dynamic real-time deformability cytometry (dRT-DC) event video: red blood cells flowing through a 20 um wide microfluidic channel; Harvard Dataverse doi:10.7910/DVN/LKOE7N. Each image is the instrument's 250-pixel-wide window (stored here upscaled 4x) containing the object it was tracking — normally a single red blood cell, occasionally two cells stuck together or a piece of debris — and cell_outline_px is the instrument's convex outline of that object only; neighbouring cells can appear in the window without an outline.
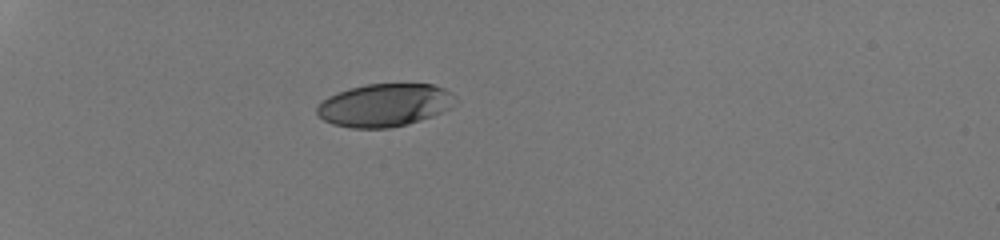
{"species": "human", "species_latin": "Homo sapiens", "temperature_condition": "room temperature", "stored_images_in_passage": 35, "camera_frame_rate_fps": 3000, "um_per_image_px": 0.085, "donor": {"sex": "male"}, "frame": {"image": 1, "passage_image": 1, "time_ms": 0.0, "image_size_px": [1000, 240], "cell_outline_px": [[460, 100], [448, 108], [432, 116], [408, 124], [388, 128], [352, 128], [332, 124], [324, 120], [316, 112], [316, 108], [328, 96], [348, 88], [368, 84], [432, 84], [444, 88], [452, 92]], "centroid_in_image_um": [32.72, 8.93], "position_along_channel_um": 52.3, "area_um2": 34.62}}
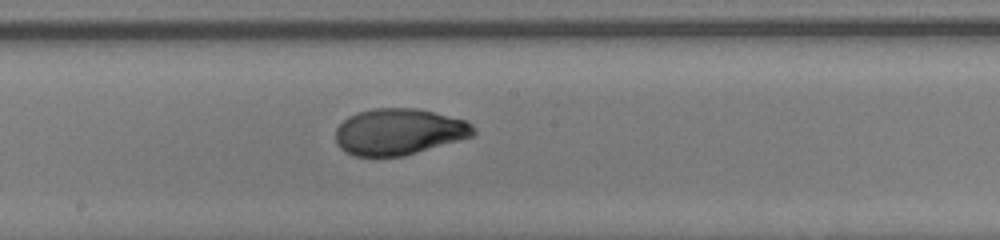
{"frame": {"image": 2, "passage_image": 16, "time_ms": 5.0, "image_size_px": [1000, 240], "cell_outline_px": [[476, 132], [472, 136], [460, 140], [404, 156], [356, 156], [344, 152], [336, 144], [336, 128], [348, 116], [356, 112], [372, 108], [416, 108], [468, 120], [476, 128]], "centroid_in_image_um": [33.91, 11.19], "position_along_channel_um": 214.3, "area_um2": 37.51}}
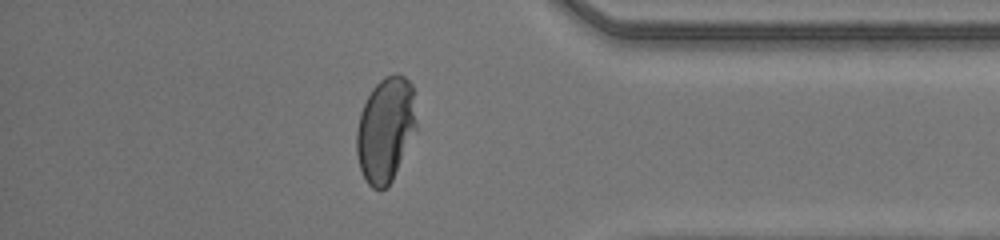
{"frame": {"image": 3, "passage_image": 30, "time_ms": 9.667, "image_size_px": [1000, 240], "cell_outline_px": [[416, 128], [392, 180], [388, 188], [380, 192], [372, 188], [368, 184], [360, 168], [356, 152], [356, 132], [360, 112], [372, 88], [384, 76], [396, 72], [404, 76], [412, 84], [416, 120]], "centroid_in_image_um": [32.75, 11.02], "position_along_channel_um": 402.4, "area_um2": 36.59}, "authors_computed_cell_mechanics": {"area_um2": 37.5122, "velocity_mm_per_s": 4.258, "shape_relaxation_time_tau1_ms": 5.2665, "shape_relaxation_time_tau2_ms": null, "deformation_change_tau1": 0.2375, "deformation_change_tau2": null}}